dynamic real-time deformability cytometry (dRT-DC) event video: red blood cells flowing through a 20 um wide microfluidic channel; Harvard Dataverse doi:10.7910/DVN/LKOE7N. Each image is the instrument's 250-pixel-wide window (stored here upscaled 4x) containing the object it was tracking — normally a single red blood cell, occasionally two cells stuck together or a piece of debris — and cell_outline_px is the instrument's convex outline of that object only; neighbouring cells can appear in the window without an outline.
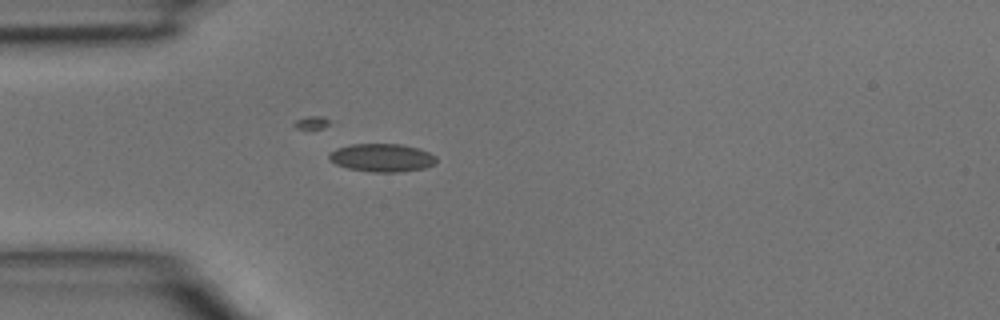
{"species": "common noctule bat (a hibernating species)", "species_latin": "Nyctalus noctula", "temperature_condition": "room temperature", "stored_images_in_passage": 3, "camera_frame_rate_fps": 3000, "um_per_image_px": 0.085, "animal": {"sex": "male", "body_mass_g": 15.6}, "frame": {"image": 1, "passage_image": 3, "time_ms": 0.667, "image_size_px": [1000, 320], "cell_outline_px": [[436, 160], [432, 164], [424, 168], [400, 172], [372, 172], [348, 168], [336, 164], [328, 160], [328, 152], [336, 148], [352, 144], [400, 144], [420, 148], [436, 156]], "centroid_in_image_um": [32.42, 13.4], "position_along_channel_um": 52.6, "area_um2": 17.63}}